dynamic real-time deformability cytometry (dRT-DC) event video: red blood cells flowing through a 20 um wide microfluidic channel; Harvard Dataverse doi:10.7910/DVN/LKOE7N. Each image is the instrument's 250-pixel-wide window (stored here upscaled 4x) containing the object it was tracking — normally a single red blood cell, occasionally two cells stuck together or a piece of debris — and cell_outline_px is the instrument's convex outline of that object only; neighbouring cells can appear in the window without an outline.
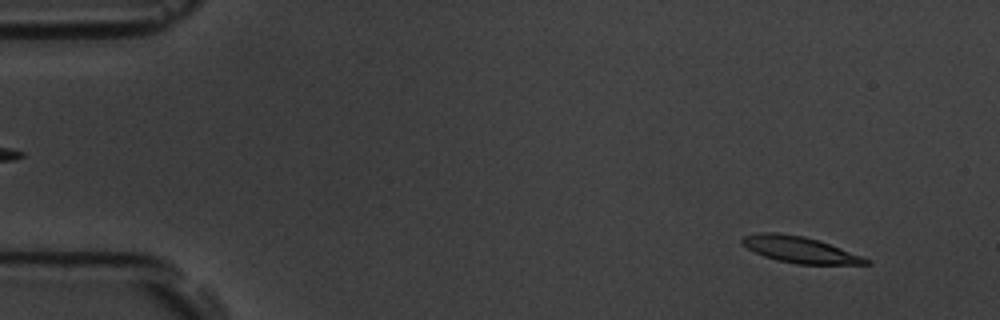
{"species": "common noctule bat (a hibernating species)", "species_latin": "Nyctalus noctula", "temperature_condition": "room temperature", "stored_images_in_passage": 53, "camera_frame_rate_fps": 3000, "um_per_image_px": 0.085, "animal": {"sex": "male", "body_mass_g": 19.5, "forearm_length_mm": 54.6}, "frame": {"image": 1, "passage_image": 4, "time_ms": 1.0, "image_size_px": [1000, 320], "cell_outline_px": [[872, 264], [796, 264], [776, 260], [764, 256], [740, 244], [740, 240], [744, 236], [760, 232], [776, 232], [804, 236], [864, 256], [872, 260]], "centroid_in_image_um": [67.99, 21.22], "position_along_channel_um": 17.0, "area_um2": 18.9}}
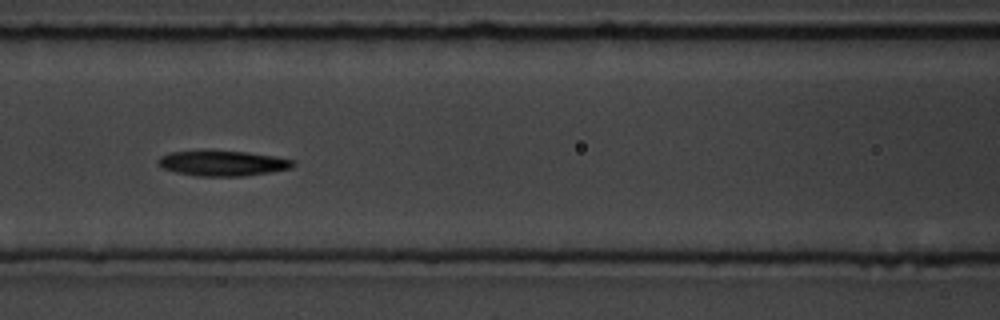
{"frame": {"image": 2, "passage_image": 23, "time_ms": 7.333, "image_size_px": [1000, 320], "cell_outline_px": [[296, 164], [292, 168], [272, 172], [244, 176], [196, 176], [176, 172], [164, 168], [156, 160], [160, 156], [168, 152], [204, 148], [248, 152], [276, 156], [296, 160]], "centroid_in_image_um": [18.93, 13.83], "position_along_channel_um": 147.7, "area_um2": 20.81}}
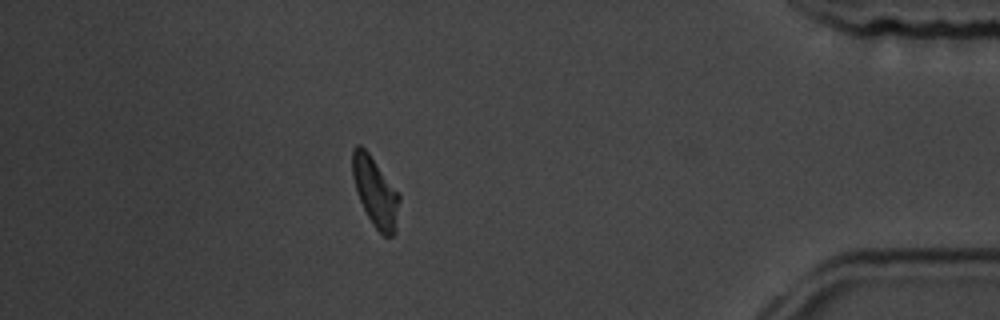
{"frame": {"image": 3, "passage_image": 47, "time_ms": 15.333, "image_size_px": [1000, 320], "cell_outline_px": [[400, 200], [396, 232], [392, 236], [384, 236], [372, 224], [356, 192], [352, 176], [352, 148], [356, 144], [360, 144], [368, 152], [400, 196]], "centroid_in_image_um": [31.89, 16.32], "position_along_channel_um": 403.3, "area_um2": 18.79}, "authors_computed_cell_mechanics": {"area_um2": 19.5364, "velocity_mm_per_s": 3.7532, "shape_relaxation_time_tau1_ms": 5.1784, "shape_relaxation_time_tau2_ms": null, "deformation_change_tau1": 0.1534, "deformation_change_tau2": null}}